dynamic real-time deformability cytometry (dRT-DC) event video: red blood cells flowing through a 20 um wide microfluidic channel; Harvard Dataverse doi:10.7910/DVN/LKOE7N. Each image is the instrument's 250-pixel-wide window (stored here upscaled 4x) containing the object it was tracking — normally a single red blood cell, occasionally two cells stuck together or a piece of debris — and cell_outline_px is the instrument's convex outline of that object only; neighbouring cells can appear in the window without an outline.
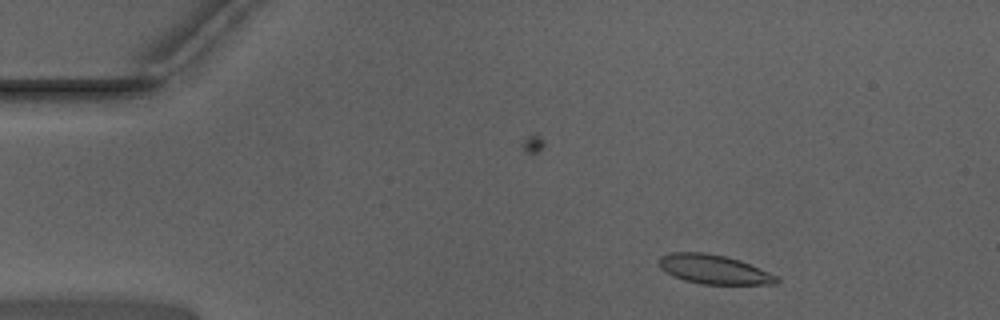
{"species": "Egyptian fruit bat (a non-hibernating species)", "species_latin": "Rousettus aegyptiacus", "temperature_condition": "warm", "stored_images_in_passage": 50, "camera_frame_rate_fps": 3000, "um_per_image_px": 0.085, "animal": {"sex": "male"}, "frame": {"image": 1, "passage_image": 5, "time_ms": 1.333, "image_size_px": [1000, 320], "cell_outline_px": [[780, 280], [776, 284], [704, 284], [684, 280], [664, 272], [660, 268], [660, 256], [672, 252], [704, 252], [724, 256], [740, 260], [780, 276]], "centroid_in_image_um": [60.71, 22.9], "position_along_channel_um": 24.3, "area_um2": 20.06}}
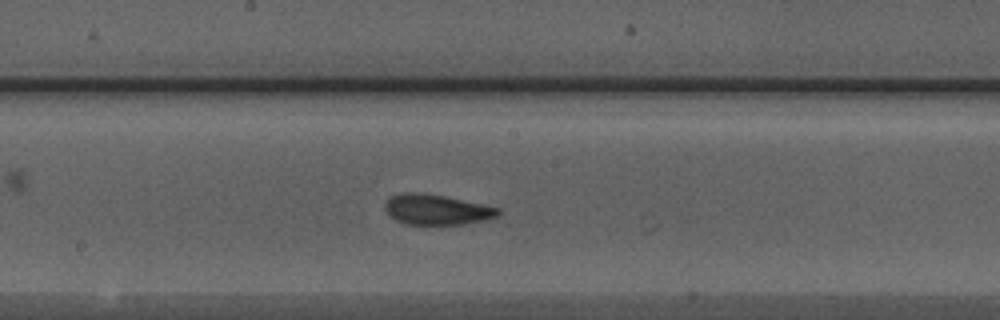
{"frame": {"image": 2, "passage_image": 25, "time_ms": 8.0, "image_size_px": [1000, 320], "cell_outline_px": [[500, 216], [464, 224], [404, 224], [396, 220], [384, 208], [384, 204], [392, 196], [404, 192], [416, 192], [444, 196], [484, 204], [500, 208]], "centroid_in_image_um": [37.14, 17.81], "position_along_channel_um": 211.1, "area_um2": 19.83}}
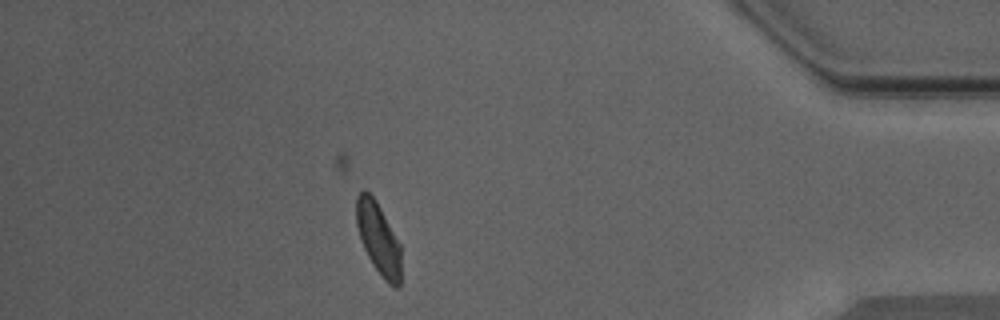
{"frame": {"image": 3, "passage_image": 43, "time_ms": 14.0, "image_size_px": [1000, 320], "cell_outline_px": [[400, 284], [396, 288], [388, 284], [384, 280], [372, 264], [360, 240], [356, 224], [356, 196], [364, 188], [376, 200], [400, 244]], "centroid_in_image_um": [32.14, 20.27], "position_along_channel_um": 403.1, "area_um2": 18.67}, "authors_computed_cell_mechanics": {"area_um2": 19.5942, "velocity_mm_per_s": 3.9467, "shape_relaxation_time_tau1_ms": 7.2967, "shape_relaxation_time_tau2_ms": 1.2456, "deformation_change_tau1": 0.1611, "deformation_change_tau2": 0.0645}}